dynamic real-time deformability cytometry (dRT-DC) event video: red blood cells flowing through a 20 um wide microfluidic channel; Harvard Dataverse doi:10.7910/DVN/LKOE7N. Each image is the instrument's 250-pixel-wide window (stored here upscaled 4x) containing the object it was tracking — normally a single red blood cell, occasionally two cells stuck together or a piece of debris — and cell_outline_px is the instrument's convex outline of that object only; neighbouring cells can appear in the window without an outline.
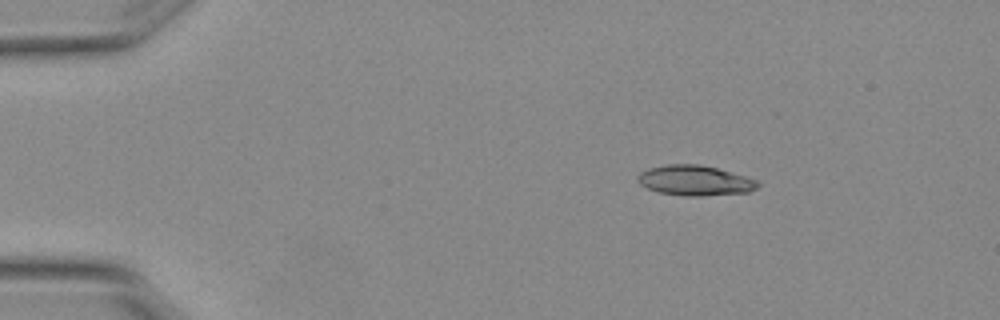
{"species": "Egyptian fruit bat (a non-hibernating species)", "species_latin": "Rousettus aegyptiacus", "temperature_condition": "warm", "stored_images_in_passage": 5, "camera_frame_rate_fps": 3000, "um_per_image_px": 0.085, "animal": {"sex": "female"}, "frame": {"image": 1, "passage_image": 3, "time_ms": 0.667, "image_size_px": [1000, 320], "cell_outline_px": [[760, 184], [756, 188], [748, 192], [700, 196], [684, 196], [660, 192], [648, 188], [640, 184], [640, 172], [648, 168], [668, 164], [700, 164], [716, 168], [744, 176], [756, 180]], "centroid_in_image_um": [59.08, 15.34], "position_along_channel_um": 25.9, "area_um2": 20.75}}
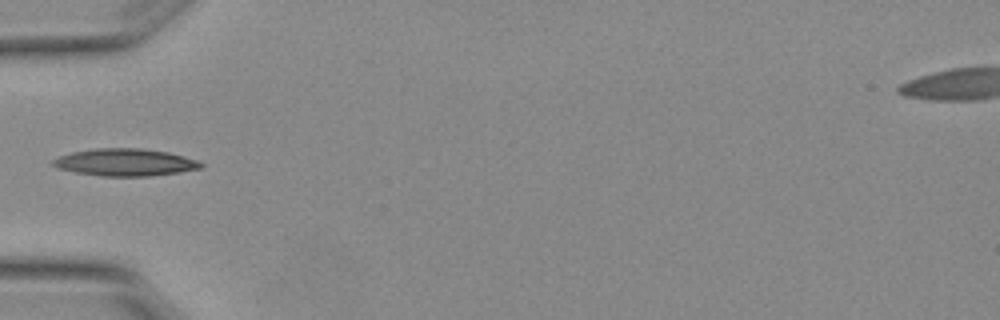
{"frame": {"image": 2, "passage_image": 5, "time_ms": 1.333, "image_size_px": [1000, 320], "cell_outline_px": [[204, 164], [200, 168], [176, 172], [148, 176], [100, 176], [76, 172], [60, 168], [52, 164], [52, 160], [60, 156], [72, 152], [92, 148], [140, 148], [168, 152], [196, 160]], "centroid_in_image_um": [10.61, 13.79], "position_along_channel_um": 74.4, "area_um2": 23.18}}